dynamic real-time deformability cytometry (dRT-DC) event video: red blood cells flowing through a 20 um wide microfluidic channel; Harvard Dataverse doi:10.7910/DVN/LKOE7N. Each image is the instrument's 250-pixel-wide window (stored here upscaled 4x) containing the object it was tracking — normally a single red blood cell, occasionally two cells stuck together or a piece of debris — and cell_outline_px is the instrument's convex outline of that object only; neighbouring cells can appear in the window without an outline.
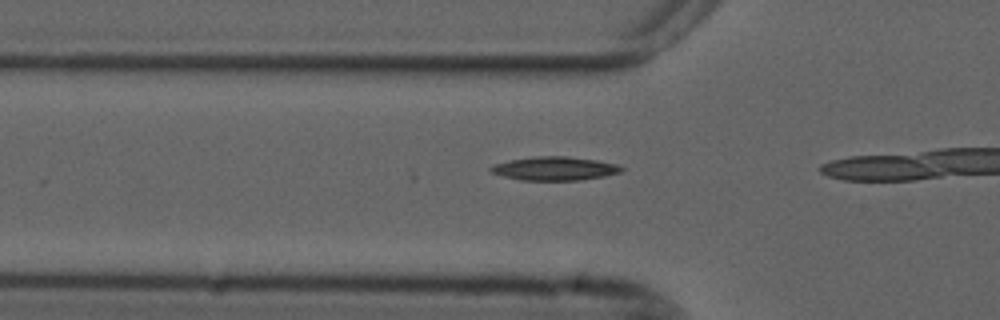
{"species": "common noctule bat (a hibernating species)", "species_latin": "Nyctalus noctula", "temperature_condition": "cold", "stored_images_in_passage": 11, "camera_frame_rate_fps": 3000, "um_per_image_px": 0.085, "animal": {"sex": "male", "forearm_length_mm": 52.5}, "frame": {"image": 1, "passage_image": 7, "time_ms": 2.0, "image_size_px": [1000, 320], "cell_outline_px": [[624, 168], [620, 172], [604, 176], [580, 180], [520, 180], [504, 176], [492, 172], [488, 168], [492, 164], [512, 160], [536, 156], [568, 156], [596, 160], [616, 164]], "centroid_in_image_um": [47.13, 14.32], "position_along_channel_um": 78.7, "area_um2": 17.86}}
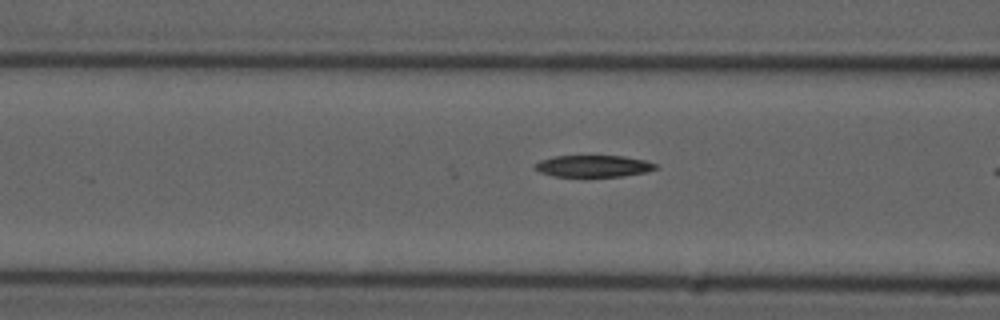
{"frame": {"image": 2, "passage_image": 10, "time_ms": 3.0, "image_size_px": [1000, 320], "cell_outline_px": [[660, 168], [644, 172], [620, 176], [552, 176], [540, 172], [532, 168], [540, 160], [552, 156], [624, 156], [644, 160], [656, 164]], "centroid_in_image_um": [50.41, 14.11], "position_along_channel_um": 116.2, "area_um2": 15.2}}